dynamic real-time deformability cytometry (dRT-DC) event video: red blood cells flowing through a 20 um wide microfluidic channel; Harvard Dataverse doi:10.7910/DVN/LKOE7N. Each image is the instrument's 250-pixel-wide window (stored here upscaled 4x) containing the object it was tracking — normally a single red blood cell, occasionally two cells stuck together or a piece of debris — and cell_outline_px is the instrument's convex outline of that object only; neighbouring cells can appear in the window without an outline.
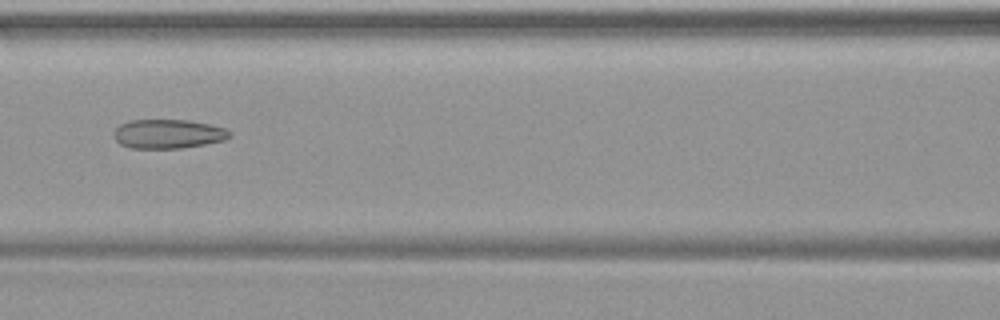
{"species": "common noctule bat (a hibernating species)", "species_latin": "Nyctalus noctula", "temperature_condition": "warm", "stored_images_in_passage": 49, "camera_frame_rate_fps": 3000, "um_per_image_px": 0.085, "animal": {"sex": "female", "body_mass_g": 19.9}, "frame": {"image": 1, "passage_image": 22, "time_ms": 7.0, "image_size_px": [1000, 320], "cell_outline_px": [[232, 136], [224, 140], [204, 144], [180, 148], [132, 148], [120, 144], [112, 136], [112, 132], [120, 124], [132, 120], [188, 120], [208, 124], [224, 128], [232, 132]], "centroid_in_image_um": [14.27, 11.38], "position_along_channel_um": 152.3, "area_um2": 19.65}}
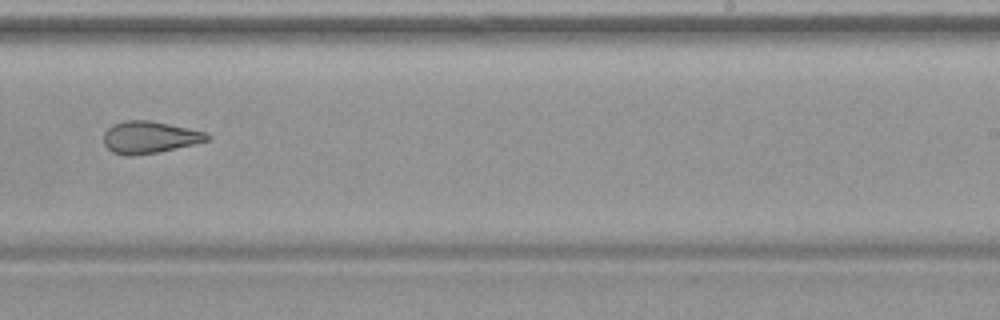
{"frame": {"image": 2, "passage_image": 31, "time_ms": 10.0, "image_size_px": [1000, 320], "cell_outline_px": [[212, 136], [208, 140], [196, 144], [160, 152], [132, 156], [124, 156], [112, 152], [104, 144], [104, 132], [112, 124], [124, 120], [148, 120], [208, 132]], "centroid_in_image_um": [12.72, 11.68], "position_along_channel_um": 276.3, "area_um2": 19.59}}
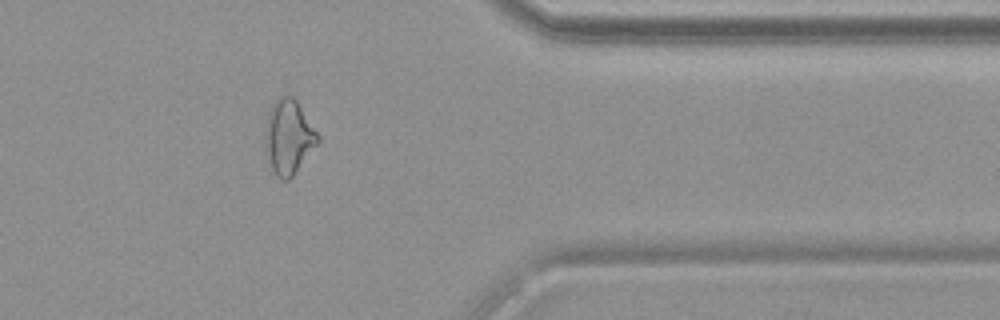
{"frame": {"image": 3, "passage_image": 40, "time_ms": 13.0, "image_size_px": [1000, 320], "cell_outline_px": [[320, 140], [292, 176], [288, 180], [284, 180], [276, 176], [272, 168], [268, 156], [268, 112], [272, 104], [280, 96], [292, 96], [296, 100], [320, 136]], "centroid_in_image_um": [24.58, 11.62], "position_along_channel_um": 386.8, "area_um2": 21.73}}